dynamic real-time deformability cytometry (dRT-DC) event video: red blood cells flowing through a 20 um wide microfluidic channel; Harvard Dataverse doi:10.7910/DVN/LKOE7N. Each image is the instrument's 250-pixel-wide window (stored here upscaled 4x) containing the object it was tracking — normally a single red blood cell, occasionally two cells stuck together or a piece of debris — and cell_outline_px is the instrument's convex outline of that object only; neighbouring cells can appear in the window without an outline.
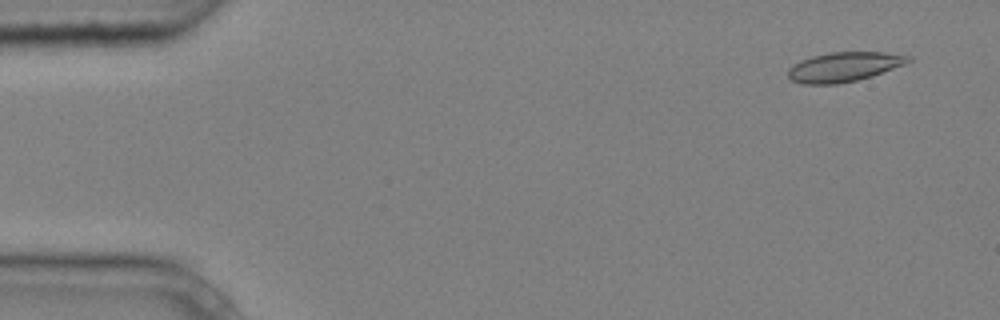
{"species": "common noctule bat (a hibernating species)", "species_latin": "Nyctalus noctula", "temperature_condition": "cold", "stored_images_in_passage": 5, "camera_frame_rate_fps": 3000, "um_per_image_px": 0.085, "animal": {"sex": "male", "body_mass_g": 20.4}, "frame": {"image": 1, "passage_image": 1, "time_ms": 0.0, "image_size_px": [1000, 320], "cell_outline_px": [[912, 60], [904, 64], [872, 76], [856, 80], [836, 84], [804, 84], [792, 80], [788, 76], [788, 68], [792, 64], [800, 60], [812, 56], [828, 52], [884, 52], [912, 56]], "centroid_in_image_um": [71.72, 5.67], "position_along_channel_um": 13.3, "area_um2": 20.69}}
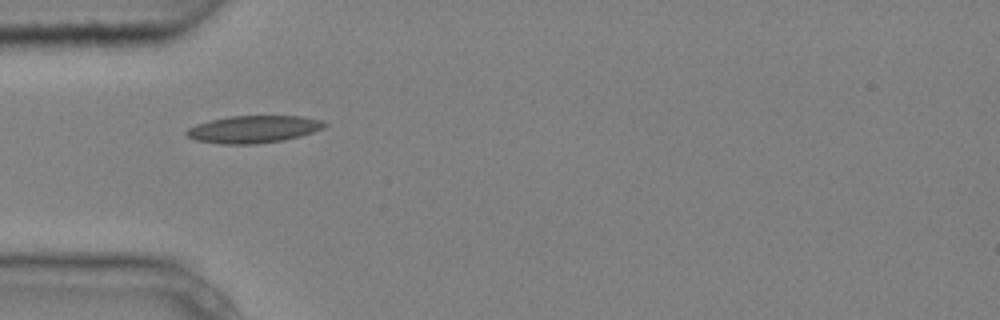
{"frame": {"image": 2, "passage_image": 4, "time_ms": 1.0, "image_size_px": [1000, 320], "cell_outline_px": [[328, 124], [324, 128], [300, 136], [284, 140], [256, 144], [220, 144], [196, 140], [188, 136], [184, 132], [188, 128], [196, 124], [208, 120], [232, 116], [304, 116], [320, 120]], "centroid_in_image_um": [21.54, 10.98], "position_along_channel_um": 63.5, "area_um2": 22.02}}
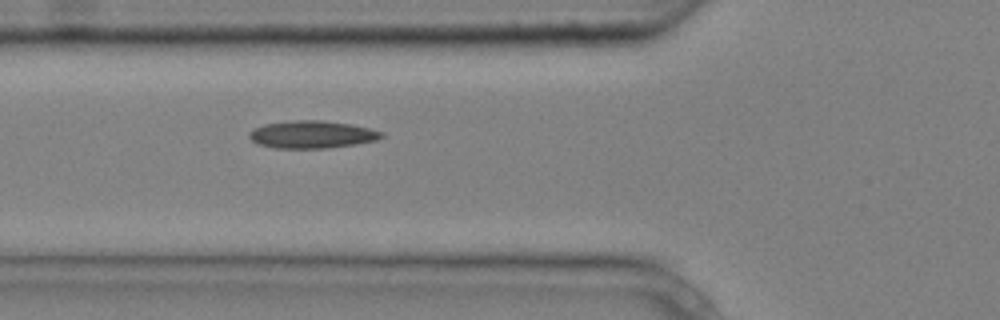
{"frame": {"image": 3, "passage_image": 5, "time_ms": 1.333, "image_size_px": [1000, 320], "cell_outline_px": [[384, 136], [376, 140], [356, 144], [328, 148], [276, 148], [256, 144], [248, 136], [248, 132], [252, 128], [264, 124], [296, 120], [320, 120], [352, 124], [384, 132]], "centroid_in_image_um": [26.49, 11.43], "position_along_channel_um": 99.3, "area_um2": 21.33}}